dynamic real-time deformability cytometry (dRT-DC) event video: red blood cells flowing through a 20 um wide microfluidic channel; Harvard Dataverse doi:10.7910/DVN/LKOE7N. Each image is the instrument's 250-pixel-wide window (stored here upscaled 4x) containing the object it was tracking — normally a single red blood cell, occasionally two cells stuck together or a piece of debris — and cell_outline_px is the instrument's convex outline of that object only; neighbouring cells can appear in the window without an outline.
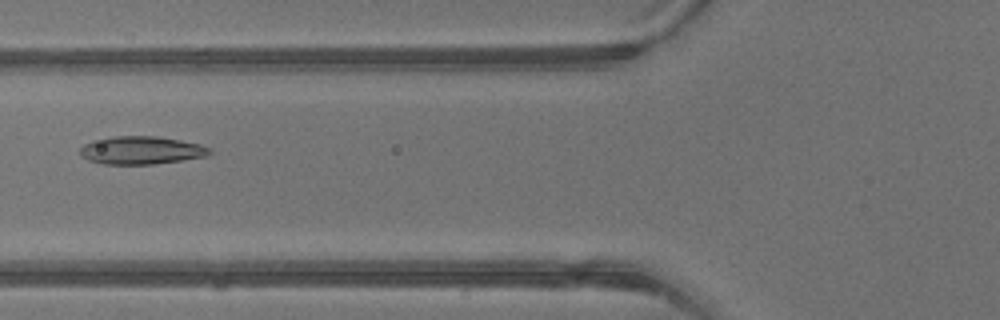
{"species": "common noctule bat (a hibernating species)", "species_latin": "Nyctalus noctula", "temperature_condition": "warm", "stored_images_in_passage": 5, "camera_frame_rate_fps": 3000, "um_per_image_px": 0.085, "animal": {"sex": "male", "body_mass_g": 13.3}, "frame": {"image": 1, "passage_image": 5, "time_ms": 1.333, "image_size_px": [1000, 320], "cell_outline_px": [[212, 152], [208, 156], [152, 164], [104, 164], [88, 160], [80, 156], [80, 148], [84, 144], [92, 140], [112, 136], [156, 136], [180, 140], [200, 144], [212, 148]], "centroid_in_image_um": [12.0, 12.77], "position_along_channel_um": 113.8, "area_um2": 21.21}}